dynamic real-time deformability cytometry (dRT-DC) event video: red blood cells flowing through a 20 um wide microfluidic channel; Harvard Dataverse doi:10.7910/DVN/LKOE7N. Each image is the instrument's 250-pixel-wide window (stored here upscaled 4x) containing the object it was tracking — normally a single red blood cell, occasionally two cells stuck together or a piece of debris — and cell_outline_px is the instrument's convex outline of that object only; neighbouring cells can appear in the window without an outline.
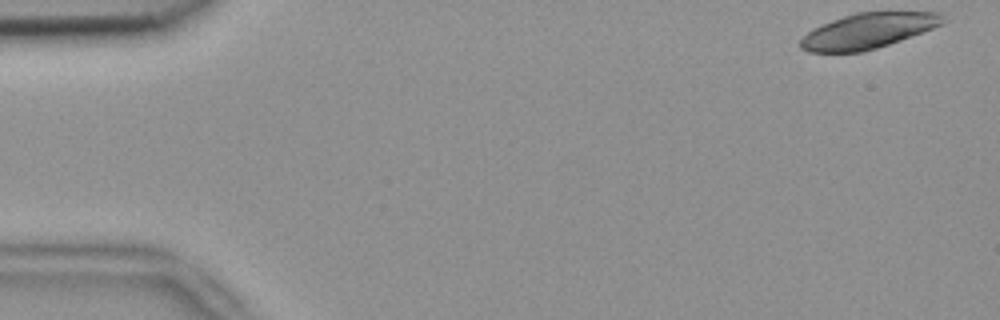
{"species": "common noctule bat (a hibernating species)", "species_latin": "Nyctalus noctula", "temperature_condition": "room temperature", "stored_images_in_passage": 51, "camera_frame_rate_fps": 3000, "um_per_image_px": 0.085, "animal": {"sex": "female", "body_mass_g": 18.4}, "frame": {"image": 1, "passage_image": 1, "time_ms": 0.0, "image_size_px": [1000, 320], "cell_outline_px": [[944, 24], [900, 40], [864, 52], [808, 52], [800, 48], [800, 40], [808, 32], [832, 20], [856, 12], [936, 12], [944, 20]], "centroid_in_image_um": [73.76, 2.63], "position_along_channel_um": 11.2, "area_um2": 28.84}}
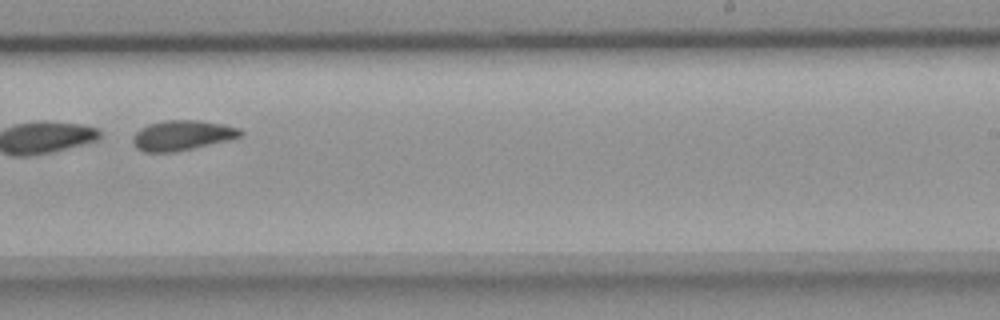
{"frame": {"image": 2, "passage_image": 32, "time_ms": 10.333, "image_size_px": [1000, 320], "cell_outline_px": [[244, 132], [240, 136], [228, 140], [192, 148], [172, 152], [144, 152], [136, 148], [132, 140], [132, 136], [140, 128], [148, 124], [164, 120], [200, 120], [224, 124], [240, 128]], "centroid_in_image_um": [15.47, 11.49], "position_along_channel_um": 273.5, "area_um2": 18.84}}